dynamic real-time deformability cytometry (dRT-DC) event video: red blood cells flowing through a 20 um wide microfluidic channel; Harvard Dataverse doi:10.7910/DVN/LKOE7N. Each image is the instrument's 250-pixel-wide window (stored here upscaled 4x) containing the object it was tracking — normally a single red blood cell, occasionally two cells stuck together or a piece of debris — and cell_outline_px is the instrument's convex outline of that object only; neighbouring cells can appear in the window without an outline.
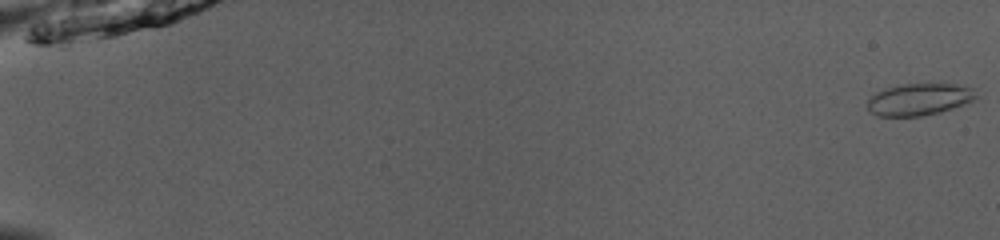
{"species": "common noctule bat (a hibernating species)", "species_latin": "Nyctalus noctula", "temperature_condition": "room temperature", "stored_images_in_passage": 52, "camera_frame_rate_fps": 3000, "um_per_image_px": 0.085, "animal": {"sex": "male", "body_mass_g": 13.0, "forearm_length_mm": 53.1}, "frame": {"image": 1, "passage_image": 1, "time_ms": 0.0, "image_size_px": [1000, 240], "cell_outline_px": [[980, 96], [964, 104], [940, 112], [920, 116], [876, 116], [868, 108], [868, 100], [876, 92], [888, 88], [904, 84], [956, 84], [972, 88]], "centroid_in_image_um": [78.16, 8.45], "position_along_channel_um": 6.8, "area_um2": 20.0}}
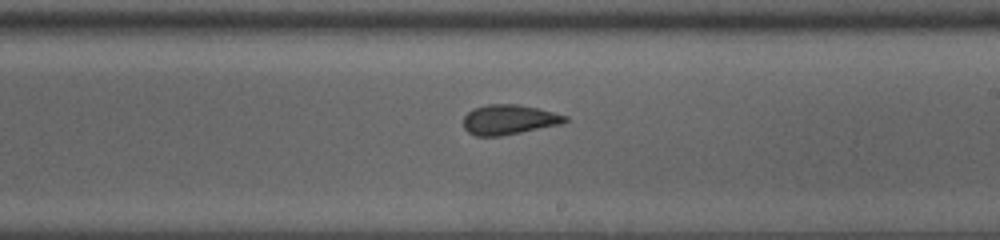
{"frame": {"image": 2, "passage_image": 33, "time_ms": 10.667, "image_size_px": [1000, 240], "cell_outline_px": [[568, 120], [560, 124], [500, 136], [476, 136], [468, 132], [464, 128], [464, 116], [472, 108], [488, 104], [516, 104], [536, 108], [568, 116]], "centroid_in_image_um": [43.22, 10.16], "position_along_channel_um": 245.8, "area_um2": 17.51}}
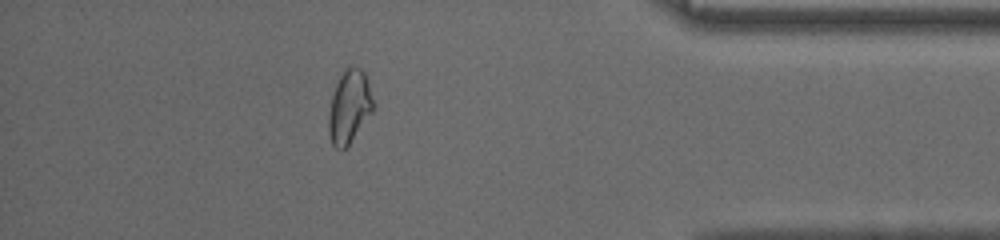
{"frame": {"image": 3, "passage_image": 47, "time_ms": 15.333, "image_size_px": [1000, 240], "cell_outline_px": [[372, 112], [348, 144], [344, 148], [336, 148], [332, 144], [328, 132], [328, 116], [332, 96], [336, 84], [344, 68], [348, 64], [352, 64], [360, 68], [364, 72], [368, 80], [372, 100]], "centroid_in_image_um": [29.67, 9.01], "position_along_channel_um": 405.5, "area_um2": 18.73}, "authors_computed_cell_mechanics": {"area_um2": 18.6983, "velocity_mm_per_s": 4.0075, "shape_relaxation_time_tau1_ms": 3.3605, "shape_relaxation_time_tau2_ms": 1.3582, "deformation_change_tau1": 0.1144, "deformation_change_tau2": 0.0643}}